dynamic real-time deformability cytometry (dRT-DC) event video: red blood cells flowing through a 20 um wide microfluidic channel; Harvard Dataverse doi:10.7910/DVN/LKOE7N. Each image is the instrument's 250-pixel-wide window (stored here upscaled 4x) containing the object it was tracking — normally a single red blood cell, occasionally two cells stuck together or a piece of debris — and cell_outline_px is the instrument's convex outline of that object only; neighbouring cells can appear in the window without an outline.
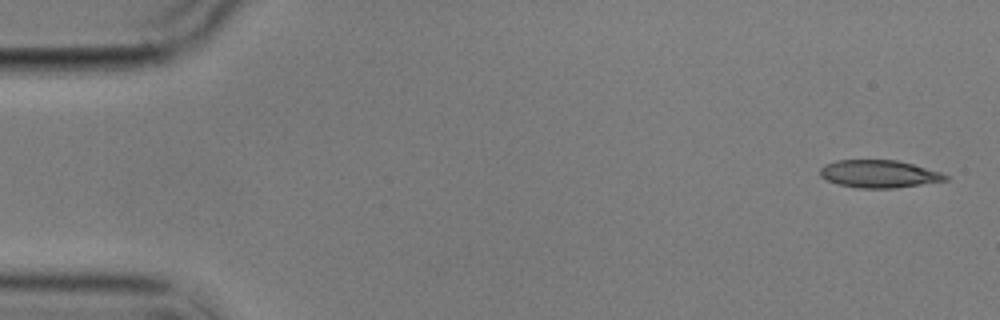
{"species": "common noctule bat (a hibernating species)", "species_latin": "Nyctalus noctula", "temperature_condition": "cold", "stored_images_in_passage": 6, "camera_frame_rate_fps": 3000, "um_per_image_px": 0.085, "animal": {"sex": "male", "body_mass_g": 17.9}, "frame": {"image": 1, "passage_image": 1, "time_ms": 0.0, "image_size_px": [1000, 320], "cell_outline_px": [[948, 180], [896, 188], [860, 188], [836, 184], [820, 176], [820, 168], [824, 164], [836, 160], [896, 160], [912, 164], [940, 172], [948, 176]], "centroid_in_image_um": [74.68, 14.78], "position_along_channel_um": 10.3, "area_um2": 20.11}}
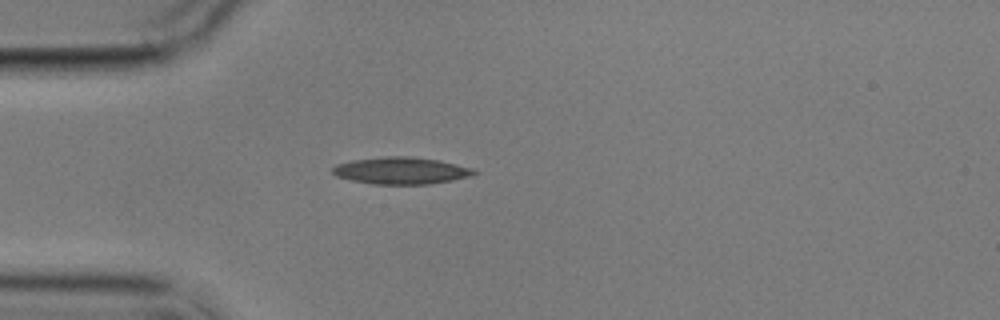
{"frame": {"image": 2, "passage_image": 4, "time_ms": 4.333, "image_size_px": [1000, 320], "cell_outline_px": [[480, 172], [472, 176], [452, 180], [428, 184], [372, 184], [352, 180], [336, 176], [332, 172], [332, 168], [336, 164], [352, 160], [384, 156], [408, 156], [440, 160], [472, 168]], "centroid_in_image_um": [34.11, 14.5], "position_along_channel_um": 50.9, "area_um2": 22.31}}